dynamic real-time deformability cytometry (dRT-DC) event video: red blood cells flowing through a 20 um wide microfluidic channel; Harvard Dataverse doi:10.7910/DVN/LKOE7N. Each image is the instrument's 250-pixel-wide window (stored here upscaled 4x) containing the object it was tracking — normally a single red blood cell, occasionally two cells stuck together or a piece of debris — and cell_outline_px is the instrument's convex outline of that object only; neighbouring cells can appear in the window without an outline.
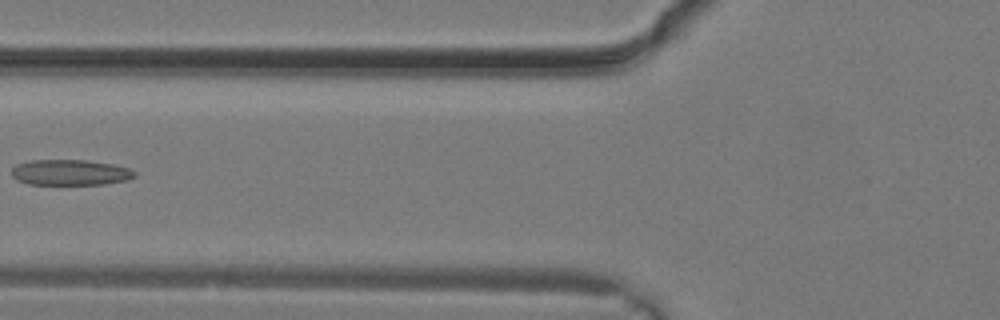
{"species": "common noctule bat (a hibernating species)", "species_latin": "Nyctalus noctula", "temperature_condition": "warm", "stored_images_in_passage": 27, "camera_frame_rate_fps": 3000, "um_per_image_px": 0.085, "animal": {"sex": "male", "body_mass_g": 19.2, "forearm_length_mm": 51.8}, "frame": {"image": 1, "passage_image": 10, "time_ms": 3.0, "image_size_px": [1000, 320], "cell_outline_px": [[136, 176], [128, 180], [104, 184], [28, 184], [16, 180], [12, 176], [12, 168], [16, 164], [32, 160], [88, 160], [112, 164], [128, 168], [136, 172]], "centroid_in_image_um": [5.97, 14.66], "position_along_channel_um": 119.8, "area_um2": 18.44}}
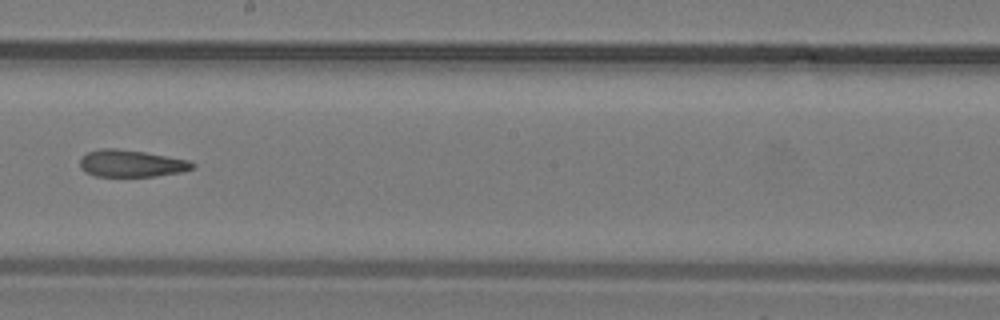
{"frame": {"image": 2, "passage_image": 15, "time_ms": 4.667, "image_size_px": [1000, 320], "cell_outline_px": [[196, 168], [180, 172], [156, 176], [96, 176], [84, 172], [80, 168], [80, 160], [88, 152], [100, 148], [116, 148], [144, 152], [188, 160], [196, 164]], "centroid_in_image_um": [11.16, 13.89], "position_along_channel_um": 237.0, "area_um2": 17.69}}
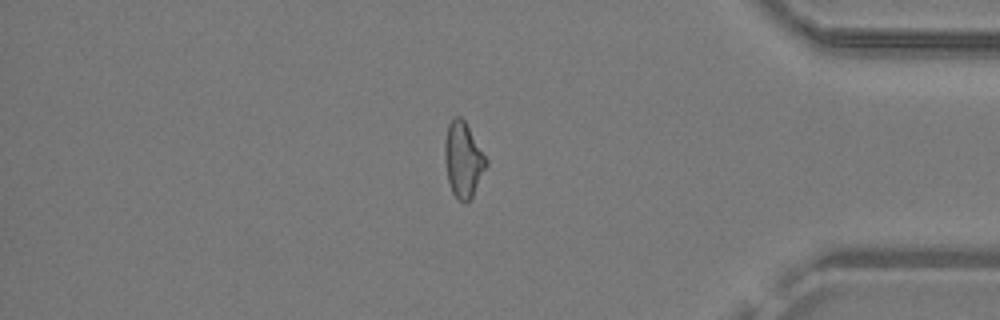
{"frame": {"image": 3, "passage_image": 23, "time_ms": 7.333, "image_size_px": [1000, 320], "cell_outline_px": [[488, 164], [472, 196], [464, 204], [452, 192], [448, 180], [444, 160], [444, 140], [448, 124], [452, 116], [460, 116], [464, 120], [488, 160]], "centroid_in_image_um": [39.35, 13.54], "position_along_channel_um": 395.8, "area_um2": 18.15}}